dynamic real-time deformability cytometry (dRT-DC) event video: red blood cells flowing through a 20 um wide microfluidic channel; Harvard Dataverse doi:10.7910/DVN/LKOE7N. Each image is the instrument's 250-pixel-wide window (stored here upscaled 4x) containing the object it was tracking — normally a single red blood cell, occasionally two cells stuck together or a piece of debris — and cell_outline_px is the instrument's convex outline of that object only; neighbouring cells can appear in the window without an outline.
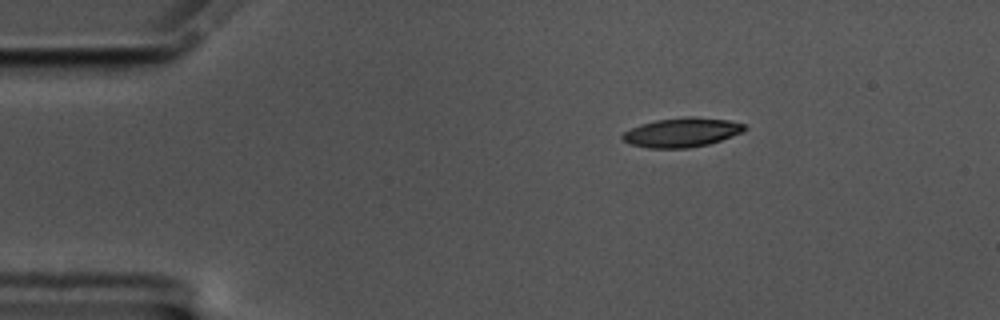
{"species": "common noctule bat (a hibernating species)", "species_latin": "Nyctalus noctula", "temperature_condition": "cold", "stored_images_in_passage": 49, "camera_frame_rate_fps": 3000, "um_per_image_px": 0.085, "animal": {"sex": "male", "body_mass_g": 17.5, "forearm_length_mm": 52.3}, "frame": {"image": 1, "passage_image": 1, "time_ms": 0.0, "image_size_px": [1000, 320], "cell_outline_px": [[748, 128], [744, 132], [708, 144], [688, 148], [648, 148], [632, 144], [624, 140], [620, 136], [624, 132], [640, 124], [656, 120], [688, 116], [696, 116], [728, 120], [744, 124]], "centroid_in_image_um": [57.98, 11.24], "position_along_channel_um": 27.0, "area_um2": 20.81}}
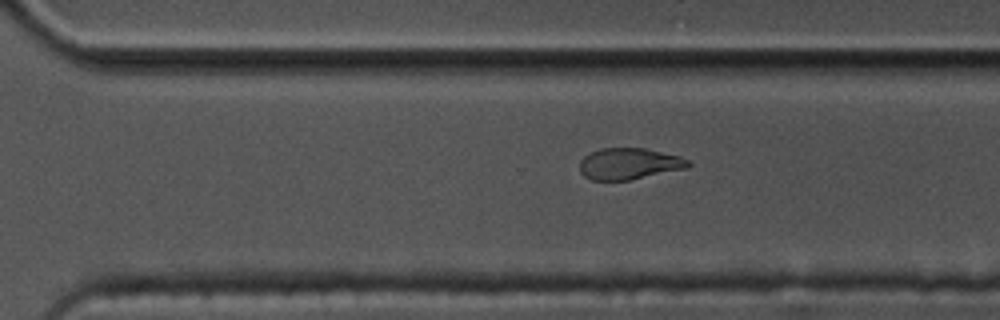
{"frame": {"image": 2, "passage_image": 31, "time_ms": 10.0, "image_size_px": [1000, 320], "cell_outline_px": [[692, 164], [688, 168], [628, 180], [592, 180], [584, 176], [580, 172], [580, 160], [584, 156], [600, 148], [644, 148], [680, 156], [688, 160]], "centroid_in_image_um": [53.48, 13.92], "position_along_channel_um": 317.1, "area_um2": 19.83}}
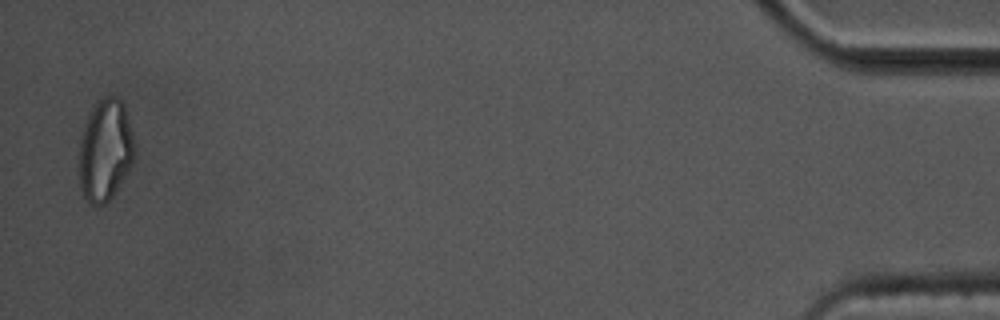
{"frame": {"image": 3, "passage_image": 48, "time_ms": 15.667, "image_size_px": [1000, 320], "cell_outline_px": [[136, 148], [132, 164], [112, 196], [104, 204], [88, 204], [80, 188], [80, 140], [84, 124], [96, 104], [104, 96], [116, 96], [124, 104], [132, 132]], "centroid_in_image_um": [8.96, 12.77], "position_along_channel_um": 426.2, "area_um2": 32.54}, "authors_computed_cell_mechanics": {"area_um2": 21.0392, "velocity_mm_per_s": 3.4971, "shape_relaxation_time_tau1_ms": 4.6677, "shape_relaxation_time_tau2_ms": 5.1236, "deformation_change_tau1": 0.1631, "deformation_change_tau2": 0.1246}}